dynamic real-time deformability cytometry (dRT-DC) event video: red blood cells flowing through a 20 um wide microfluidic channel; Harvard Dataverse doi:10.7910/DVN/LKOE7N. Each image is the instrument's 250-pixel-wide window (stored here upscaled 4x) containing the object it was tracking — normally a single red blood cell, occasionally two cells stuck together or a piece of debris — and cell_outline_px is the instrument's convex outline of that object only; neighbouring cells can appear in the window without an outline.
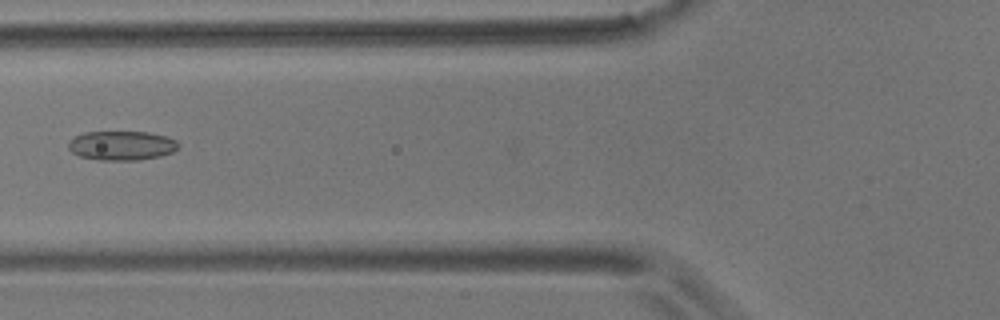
{"species": "common noctule bat (a hibernating species)", "species_latin": "Nyctalus noctula", "temperature_condition": "room temperature", "stored_images_in_passage": 7, "camera_frame_rate_fps": 3000, "um_per_image_px": 0.085, "animal": {"sex": "male", "body_mass_g": 17.9}, "frame": {"image": 1, "passage_image": 7, "time_ms": 7.0, "image_size_px": [1000, 320], "cell_outline_px": [[180, 144], [172, 152], [160, 156], [140, 160], [100, 160], [80, 156], [72, 152], [68, 148], [68, 140], [84, 132], [148, 132], [168, 136], [176, 140]], "centroid_in_image_um": [10.34, 12.37], "position_along_channel_um": 115.5, "area_um2": 18.84}}